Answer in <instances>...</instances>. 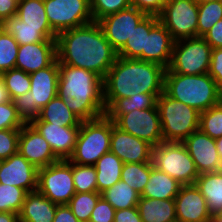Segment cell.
<instances>
[{
    "label": "cell",
    "instance_id": "1",
    "mask_svg": "<svg viewBox=\"0 0 222 222\" xmlns=\"http://www.w3.org/2000/svg\"><path fill=\"white\" fill-rule=\"evenodd\" d=\"M56 53L61 64L83 68L103 79L117 58L97 21L60 32Z\"/></svg>",
    "mask_w": 222,
    "mask_h": 222
},
{
    "label": "cell",
    "instance_id": "2",
    "mask_svg": "<svg viewBox=\"0 0 222 222\" xmlns=\"http://www.w3.org/2000/svg\"><path fill=\"white\" fill-rule=\"evenodd\" d=\"M165 71L166 68L157 63L117 56L103 79L106 110L117 99L140 93L162 94Z\"/></svg>",
    "mask_w": 222,
    "mask_h": 222
},
{
    "label": "cell",
    "instance_id": "3",
    "mask_svg": "<svg viewBox=\"0 0 222 222\" xmlns=\"http://www.w3.org/2000/svg\"><path fill=\"white\" fill-rule=\"evenodd\" d=\"M103 78L83 68L59 62L57 95L81 121L105 115Z\"/></svg>",
    "mask_w": 222,
    "mask_h": 222
},
{
    "label": "cell",
    "instance_id": "4",
    "mask_svg": "<svg viewBox=\"0 0 222 222\" xmlns=\"http://www.w3.org/2000/svg\"><path fill=\"white\" fill-rule=\"evenodd\" d=\"M164 92L200 113L222 100L216 81L208 73L183 75L165 72Z\"/></svg>",
    "mask_w": 222,
    "mask_h": 222
},
{
    "label": "cell",
    "instance_id": "5",
    "mask_svg": "<svg viewBox=\"0 0 222 222\" xmlns=\"http://www.w3.org/2000/svg\"><path fill=\"white\" fill-rule=\"evenodd\" d=\"M29 75L30 91L12 100L18 116L24 123H31L36 119L40 110L57 96L59 62L56 59L50 66Z\"/></svg>",
    "mask_w": 222,
    "mask_h": 222
},
{
    "label": "cell",
    "instance_id": "6",
    "mask_svg": "<svg viewBox=\"0 0 222 222\" xmlns=\"http://www.w3.org/2000/svg\"><path fill=\"white\" fill-rule=\"evenodd\" d=\"M163 141L183 142L199 129L200 112L163 92L157 98Z\"/></svg>",
    "mask_w": 222,
    "mask_h": 222
},
{
    "label": "cell",
    "instance_id": "7",
    "mask_svg": "<svg viewBox=\"0 0 222 222\" xmlns=\"http://www.w3.org/2000/svg\"><path fill=\"white\" fill-rule=\"evenodd\" d=\"M112 120L106 115L81 121L77 142L69 161L94 166L98 159L110 152Z\"/></svg>",
    "mask_w": 222,
    "mask_h": 222
},
{
    "label": "cell",
    "instance_id": "8",
    "mask_svg": "<svg viewBox=\"0 0 222 222\" xmlns=\"http://www.w3.org/2000/svg\"><path fill=\"white\" fill-rule=\"evenodd\" d=\"M154 167L174 178L181 185L194 184L199 176L192 157L183 142L162 141L153 147Z\"/></svg>",
    "mask_w": 222,
    "mask_h": 222
},
{
    "label": "cell",
    "instance_id": "9",
    "mask_svg": "<svg viewBox=\"0 0 222 222\" xmlns=\"http://www.w3.org/2000/svg\"><path fill=\"white\" fill-rule=\"evenodd\" d=\"M211 54L212 48L203 37L177 40L165 72L183 75L206 74L209 71Z\"/></svg>",
    "mask_w": 222,
    "mask_h": 222
},
{
    "label": "cell",
    "instance_id": "10",
    "mask_svg": "<svg viewBox=\"0 0 222 222\" xmlns=\"http://www.w3.org/2000/svg\"><path fill=\"white\" fill-rule=\"evenodd\" d=\"M37 190L55 204H68L76 193L73 183V163L69 160H59L39 168Z\"/></svg>",
    "mask_w": 222,
    "mask_h": 222
},
{
    "label": "cell",
    "instance_id": "11",
    "mask_svg": "<svg viewBox=\"0 0 222 222\" xmlns=\"http://www.w3.org/2000/svg\"><path fill=\"white\" fill-rule=\"evenodd\" d=\"M158 18L175 41L197 37L198 3L195 0H166Z\"/></svg>",
    "mask_w": 222,
    "mask_h": 222
},
{
    "label": "cell",
    "instance_id": "12",
    "mask_svg": "<svg viewBox=\"0 0 222 222\" xmlns=\"http://www.w3.org/2000/svg\"><path fill=\"white\" fill-rule=\"evenodd\" d=\"M114 125L156 147L163 141L158 108L134 110L126 114H105Z\"/></svg>",
    "mask_w": 222,
    "mask_h": 222
},
{
    "label": "cell",
    "instance_id": "13",
    "mask_svg": "<svg viewBox=\"0 0 222 222\" xmlns=\"http://www.w3.org/2000/svg\"><path fill=\"white\" fill-rule=\"evenodd\" d=\"M51 29L58 35L93 20L89 0H44Z\"/></svg>",
    "mask_w": 222,
    "mask_h": 222
},
{
    "label": "cell",
    "instance_id": "14",
    "mask_svg": "<svg viewBox=\"0 0 222 222\" xmlns=\"http://www.w3.org/2000/svg\"><path fill=\"white\" fill-rule=\"evenodd\" d=\"M147 14L136 7H129L98 20L105 38L118 52L126 43L134 28Z\"/></svg>",
    "mask_w": 222,
    "mask_h": 222
},
{
    "label": "cell",
    "instance_id": "15",
    "mask_svg": "<svg viewBox=\"0 0 222 222\" xmlns=\"http://www.w3.org/2000/svg\"><path fill=\"white\" fill-rule=\"evenodd\" d=\"M183 144L199 174L222 171V161L218 155L215 139L198 129L187 137Z\"/></svg>",
    "mask_w": 222,
    "mask_h": 222
},
{
    "label": "cell",
    "instance_id": "16",
    "mask_svg": "<svg viewBox=\"0 0 222 222\" xmlns=\"http://www.w3.org/2000/svg\"><path fill=\"white\" fill-rule=\"evenodd\" d=\"M0 183L14 185L27 192L38 187V168L19 152L0 162Z\"/></svg>",
    "mask_w": 222,
    "mask_h": 222
},
{
    "label": "cell",
    "instance_id": "17",
    "mask_svg": "<svg viewBox=\"0 0 222 222\" xmlns=\"http://www.w3.org/2000/svg\"><path fill=\"white\" fill-rule=\"evenodd\" d=\"M110 152L114 153L123 163H145L152 162L153 146L122 131L112 121Z\"/></svg>",
    "mask_w": 222,
    "mask_h": 222
},
{
    "label": "cell",
    "instance_id": "18",
    "mask_svg": "<svg viewBox=\"0 0 222 222\" xmlns=\"http://www.w3.org/2000/svg\"><path fill=\"white\" fill-rule=\"evenodd\" d=\"M18 152L38 169L59 161L49 143L31 123H25L20 129Z\"/></svg>",
    "mask_w": 222,
    "mask_h": 222
},
{
    "label": "cell",
    "instance_id": "19",
    "mask_svg": "<svg viewBox=\"0 0 222 222\" xmlns=\"http://www.w3.org/2000/svg\"><path fill=\"white\" fill-rule=\"evenodd\" d=\"M174 201L177 222H209L212 214L195 184L182 185Z\"/></svg>",
    "mask_w": 222,
    "mask_h": 222
},
{
    "label": "cell",
    "instance_id": "20",
    "mask_svg": "<svg viewBox=\"0 0 222 222\" xmlns=\"http://www.w3.org/2000/svg\"><path fill=\"white\" fill-rule=\"evenodd\" d=\"M31 124L49 143L59 160H69L73 154L80 127H65L44 121H32Z\"/></svg>",
    "mask_w": 222,
    "mask_h": 222
},
{
    "label": "cell",
    "instance_id": "21",
    "mask_svg": "<svg viewBox=\"0 0 222 222\" xmlns=\"http://www.w3.org/2000/svg\"><path fill=\"white\" fill-rule=\"evenodd\" d=\"M56 59V42L19 45L15 68L31 74L50 66Z\"/></svg>",
    "mask_w": 222,
    "mask_h": 222
},
{
    "label": "cell",
    "instance_id": "22",
    "mask_svg": "<svg viewBox=\"0 0 222 222\" xmlns=\"http://www.w3.org/2000/svg\"><path fill=\"white\" fill-rule=\"evenodd\" d=\"M175 40L170 32L158 21L146 33V51H142V60L157 63L164 68H168Z\"/></svg>",
    "mask_w": 222,
    "mask_h": 222
},
{
    "label": "cell",
    "instance_id": "23",
    "mask_svg": "<svg viewBox=\"0 0 222 222\" xmlns=\"http://www.w3.org/2000/svg\"><path fill=\"white\" fill-rule=\"evenodd\" d=\"M3 30L11 34L19 45L37 42H56L57 34L51 27H31L19 17L12 16L2 22Z\"/></svg>",
    "mask_w": 222,
    "mask_h": 222
},
{
    "label": "cell",
    "instance_id": "24",
    "mask_svg": "<svg viewBox=\"0 0 222 222\" xmlns=\"http://www.w3.org/2000/svg\"><path fill=\"white\" fill-rule=\"evenodd\" d=\"M57 205L38 190L28 192L18 214L19 222H53Z\"/></svg>",
    "mask_w": 222,
    "mask_h": 222
},
{
    "label": "cell",
    "instance_id": "25",
    "mask_svg": "<svg viewBox=\"0 0 222 222\" xmlns=\"http://www.w3.org/2000/svg\"><path fill=\"white\" fill-rule=\"evenodd\" d=\"M137 209L142 222H176L174 199L158 200L140 197Z\"/></svg>",
    "mask_w": 222,
    "mask_h": 222
},
{
    "label": "cell",
    "instance_id": "26",
    "mask_svg": "<svg viewBox=\"0 0 222 222\" xmlns=\"http://www.w3.org/2000/svg\"><path fill=\"white\" fill-rule=\"evenodd\" d=\"M181 187L178 181L153 166L148 183L140 197L158 200L175 199Z\"/></svg>",
    "mask_w": 222,
    "mask_h": 222
},
{
    "label": "cell",
    "instance_id": "27",
    "mask_svg": "<svg viewBox=\"0 0 222 222\" xmlns=\"http://www.w3.org/2000/svg\"><path fill=\"white\" fill-rule=\"evenodd\" d=\"M159 21L156 15H146L134 28L131 37L117 52V56L142 60V51H146V33Z\"/></svg>",
    "mask_w": 222,
    "mask_h": 222
},
{
    "label": "cell",
    "instance_id": "28",
    "mask_svg": "<svg viewBox=\"0 0 222 222\" xmlns=\"http://www.w3.org/2000/svg\"><path fill=\"white\" fill-rule=\"evenodd\" d=\"M206 199L210 213L222 210V171L199 174L194 183Z\"/></svg>",
    "mask_w": 222,
    "mask_h": 222
},
{
    "label": "cell",
    "instance_id": "29",
    "mask_svg": "<svg viewBox=\"0 0 222 222\" xmlns=\"http://www.w3.org/2000/svg\"><path fill=\"white\" fill-rule=\"evenodd\" d=\"M124 163L114 153L102 155L95 163L98 192L101 193L121 180Z\"/></svg>",
    "mask_w": 222,
    "mask_h": 222
},
{
    "label": "cell",
    "instance_id": "30",
    "mask_svg": "<svg viewBox=\"0 0 222 222\" xmlns=\"http://www.w3.org/2000/svg\"><path fill=\"white\" fill-rule=\"evenodd\" d=\"M65 127H80L81 120L76 117L58 95L44 106L36 119Z\"/></svg>",
    "mask_w": 222,
    "mask_h": 222
},
{
    "label": "cell",
    "instance_id": "31",
    "mask_svg": "<svg viewBox=\"0 0 222 222\" xmlns=\"http://www.w3.org/2000/svg\"><path fill=\"white\" fill-rule=\"evenodd\" d=\"M101 197L117 211L137 207L140 194L127 183L119 180L112 187L101 192Z\"/></svg>",
    "mask_w": 222,
    "mask_h": 222
},
{
    "label": "cell",
    "instance_id": "32",
    "mask_svg": "<svg viewBox=\"0 0 222 222\" xmlns=\"http://www.w3.org/2000/svg\"><path fill=\"white\" fill-rule=\"evenodd\" d=\"M17 17L31 27H51L44 0H18Z\"/></svg>",
    "mask_w": 222,
    "mask_h": 222
},
{
    "label": "cell",
    "instance_id": "33",
    "mask_svg": "<svg viewBox=\"0 0 222 222\" xmlns=\"http://www.w3.org/2000/svg\"><path fill=\"white\" fill-rule=\"evenodd\" d=\"M160 95L140 93L129 98L117 99L105 114H126L134 110L157 108V98Z\"/></svg>",
    "mask_w": 222,
    "mask_h": 222
},
{
    "label": "cell",
    "instance_id": "34",
    "mask_svg": "<svg viewBox=\"0 0 222 222\" xmlns=\"http://www.w3.org/2000/svg\"><path fill=\"white\" fill-rule=\"evenodd\" d=\"M153 166V162L124 163L121 172V180L141 195L148 183Z\"/></svg>",
    "mask_w": 222,
    "mask_h": 222
},
{
    "label": "cell",
    "instance_id": "35",
    "mask_svg": "<svg viewBox=\"0 0 222 222\" xmlns=\"http://www.w3.org/2000/svg\"><path fill=\"white\" fill-rule=\"evenodd\" d=\"M9 99L12 101L30 91V75L23 70L14 68L0 74Z\"/></svg>",
    "mask_w": 222,
    "mask_h": 222
},
{
    "label": "cell",
    "instance_id": "36",
    "mask_svg": "<svg viewBox=\"0 0 222 222\" xmlns=\"http://www.w3.org/2000/svg\"><path fill=\"white\" fill-rule=\"evenodd\" d=\"M222 19V1L198 3L197 37H203Z\"/></svg>",
    "mask_w": 222,
    "mask_h": 222
},
{
    "label": "cell",
    "instance_id": "37",
    "mask_svg": "<svg viewBox=\"0 0 222 222\" xmlns=\"http://www.w3.org/2000/svg\"><path fill=\"white\" fill-rule=\"evenodd\" d=\"M100 198L99 192L75 193L67 205L80 222H89L91 213Z\"/></svg>",
    "mask_w": 222,
    "mask_h": 222
},
{
    "label": "cell",
    "instance_id": "38",
    "mask_svg": "<svg viewBox=\"0 0 222 222\" xmlns=\"http://www.w3.org/2000/svg\"><path fill=\"white\" fill-rule=\"evenodd\" d=\"M27 193L26 190L14 185L0 183V212L19 214Z\"/></svg>",
    "mask_w": 222,
    "mask_h": 222
},
{
    "label": "cell",
    "instance_id": "39",
    "mask_svg": "<svg viewBox=\"0 0 222 222\" xmlns=\"http://www.w3.org/2000/svg\"><path fill=\"white\" fill-rule=\"evenodd\" d=\"M199 129L212 139L222 136V100L200 113Z\"/></svg>",
    "mask_w": 222,
    "mask_h": 222
},
{
    "label": "cell",
    "instance_id": "40",
    "mask_svg": "<svg viewBox=\"0 0 222 222\" xmlns=\"http://www.w3.org/2000/svg\"><path fill=\"white\" fill-rule=\"evenodd\" d=\"M73 183L76 193L98 192L95 166L73 163Z\"/></svg>",
    "mask_w": 222,
    "mask_h": 222
},
{
    "label": "cell",
    "instance_id": "41",
    "mask_svg": "<svg viewBox=\"0 0 222 222\" xmlns=\"http://www.w3.org/2000/svg\"><path fill=\"white\" fill-rule=\"evenodd\" d=\"M18 49L17 41L3 30L0 33V74L15 68Z\"/></svg>",
    "mask_w": 222,
    "mask_h": 222
},
{
    "label": "cell",
    "instance_id": "42",
    "mask_svg": "<svg viewBox=\"0 0 222 222\" xmlns=\"http://www.w3.org/2000/svg\"><path fill=\"white\" fill-rule=\"evenodd\" d=\"M94 21L131 7L130 0H89Z\"/></svg>",
    "mask_w": 222,
    "mask_h": 222
},
{
    "label": "cell",
    "instance_id": "43",
    "mask_svg": "<svg viewBox=\"0 0 222 222\" xmlns=\"http://www.w3.org/2000/svg\"><path fill=\"white\" fill-rule=\"evenodd\" d=\"M20 129L0 130V160L18 152Z\"/></svg>",
    "mask_w": 222,
    "mask_h": 222
},
{
    "label": "cell",
    "instance_id": "44",
    "mask_svg": "<svg viewBox=\"0 0 222 222\" xmlns=\"http://www.w3.org/2000/svg\"><path fill=\"white\" fill-rule=\"evenodd\" d=\"M24 124L17 114L13 101L0 104V130L21 129Z\"/></svg>",
    "mask_w": 222,
    "mask_h": 222
},
{
    "label": "cell",
    "instance_id": "45",
    "mask_svg": "<svg viewBox=\"0 0 222 222\" xmlns=\"http://www.w3.org/2000/svg\"><path fill=\"white\" fill-rule=\"evenodd\" d=\"M115 212L113 206L101 197L91 213L89 222H114Z\"/></svg>",
    "mask_w": 222,
    "mask_h": 222
},
{
    "label": "cell",
    "instance_id": "46",
    "mask_svg": "<svg viewBox=\"0 0 222 222\" xmlns=\"http://www.w3.org/2000/svg\"><path fill=\"white\" fill-rule=\"evenodd\" d=\"M208 74L216 81L217 87L222 93V48L212 49Z\"/></svg>",
    "mask_w": 222,
    "mask_h": 222
},
{
    "label": "cell",
    "instance_id": "47",
    "mask_svg": "<svg viewBox=\"0 0 222 222\" xmlns=\"http://www.w3.org/2000/svg\"><path fill=\"white\" fill-rule=\"evenodd\" d=\"M130 3L147 15L158 16L162 12L166 0H130Z\"/></svg>",
    "mask_w": 222,
    "mask_h": 222
},
{
    "label": "cell",
    "instance_id": "48",
    "mask_svg": "<svg viewBox=\"0 0 222 222\" xmlns=\"http://www.w3.org/2000/svg\"><path fill=\"white\" fill-rule=\"evenodd\" d=\"M212 49L222 48V19L203 36Z\"/></svg>",
    "mask_w": 222,
    "mask_h": 222
},
{
    "label": "cell",
    "instance_id": "49",
    "mask_svg": "<svg viewBox=\"0 0 222 222\" xmlns=\"http://www.w3.org/2000/svg\"><path fill=\"white\" fill-rule=\"evenodd\" d=\"M114 222H142L137 207L117 210Z\"/></svg>",
    "mask_w": 222,
    "mask_h": 222
},
{
    "label": "cell",
    "instance_id": "50",
    "mask_svg": "<svg viewBox=\"0 0 222 222\" xmlns=\"http://www.w3.org/2000/svg\"><path fill=\"white\" fill-rule=\"evenodd\" d=\"M18 0H0V22L17 15Z\"/></svg>",
    "mask_w": 222,
    "mask_h": 222
},
{
    "label": "cell",
    "instance_id": "51",
    "mask_svg": "<svg viewBox=\"0 0 222 222\" xmlns=\"http://www.w3.org/2000/svg\"><path fill=\"white\" fill-rule=\"evenodd\" d=\"M53 222H80L67 204L57 205Z\"/></svg>",
    "mask_w": 222,
    "mask_h": 222
},
{
    "label": "cell",
    "instance_id": "52",
    "mask_svg": "<svg viewBox=\"0 0 222 222\" xmlns=\"http://www.w3.org/2000/svg\"><path fill=\"white\" fill-rule=\"evenodd\" d=\"M0 222H19L18 214L12 212H0Z\"/></svg>",
    "mask_w": 222,
    "mask_h": 222
},
{
    "label": "cell",
    "instance_id": "53",
    "mask_svg": "<svg viewBox=\"0 0 222 222\" xmlns=\"http://www.w3.org/2000/svg\"><path fill=\"white\" fill-rule=\"evenodd\" d=\"M9 97L6 91V88L4 86L2 77L0 75V104L9 101Z\"/></svg>",
    "mask_w": 222,
    "mask_h": 222
},
{
    "label": "cell",
    "instance_id": "54",
    "mask_svg": "<svg viewBox=\"0 0 222 222\" xmlns=\"http://www.w3.org/2000/svg\"><path fill=\"white\" fill-rule=\"evenodd\" d=\"M218 155L220 160L222 161V136L220 138L215 139Z\"/></svg>",
    "mask_w": 222,
    "mask_h": 222
},
{
    "label": "cell",
    "instance_id": "55",
    "mask_svg": "<svg viewBox=\"0 0 222 222\" xmlns=\"http://www.w3.org/2000/svg\"><path fill=\"white\" fill-rule=\"evenodd\" d=\"M209 222H222V217L218 214H213L210 216Z\"/></svg>",
    "mask_w": 222,
    "mask_h": 222
},
{
    "label": "cell",
    "instance_id": "56",
    "mask_svg": "<svg viewBox=\"0 0 222 222\" xmlns=\"http://www.w3.org/2000/svg\"><path fill=\"white\" fill-rule=\"evenodd\" d=\"M197 3H209L214 1H222V0H195Z\"/></svg>",
    "mask_w": 222,
    "mask_h": 222
},
{
    "label": "cell",
    "instance_id": "57",
    "mask_svg": "<svg viewBox=\"0 0 222 222\" xmlns=\"http://www.w3.org/2000/svg\"><path fill=\"white\" fill-rule=\"evenodd\" d=\"M3 31L2 23L0 22V33Z\"/></svg>",
    "mask_w": 222,
    "mask_h": 222
},
{
    "label": "cell",
    "instance_id": "58",
    "mask_svg": "<svg viewBox=\"0 0 222 222\" xmlns=\"http://www.w3.org/2000/svg\"><path fill=\"white\" fill-rule=\"evenodd\" d=\"M218 215H219L220 217H222V210L218 213Z\"/></svg>",
    "mask_w": 222,
    "mask_h": 222
}]
</instances>
